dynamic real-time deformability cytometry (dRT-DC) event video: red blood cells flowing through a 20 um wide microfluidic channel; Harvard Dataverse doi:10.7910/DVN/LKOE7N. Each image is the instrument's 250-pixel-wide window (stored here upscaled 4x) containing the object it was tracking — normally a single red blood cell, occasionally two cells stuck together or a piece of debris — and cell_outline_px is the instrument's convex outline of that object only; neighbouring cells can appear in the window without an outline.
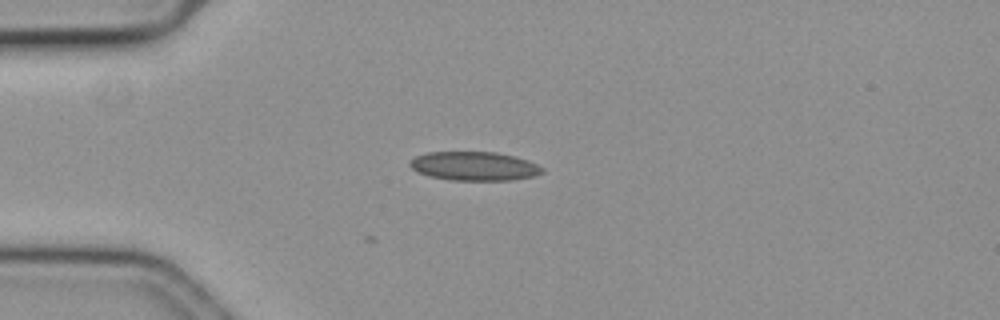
{"species": "common noctule bat (a hibernating species)", "species_latin": "Nyctalus noctula", "temperature_condition": "cold", "stored_images_in_passage": 3, "camera_frame_rate_fps": 3000, "um_per_image_px": 0.085, "animal": {"sex": "female", "body_mass_g": 19.3, "forearm_length_mm": 54.1}, "frame": {"image": 1, "passage_image": 1, "time_ms": 0.0, "image_size_px": [1000, 320], "cell_outline_px": [[544, 172], [536, 176], [512, 180], [448, 180], [428, 176], [416, 172], [408, 164], [416, 156], [428, 152], [496, 152], [512, 156], [536, 164], [544, 168]], "centroid_in_image_um": [40.29, 14.13], "position_along_channel_um": 44.7, "area_um2": 22.25}}